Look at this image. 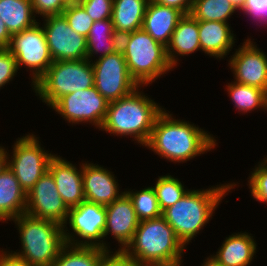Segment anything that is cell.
I'll return each mask as SVG.
<instances>
[{
    "mask_svg": "<svg viewBox=\"0 0 267 266\" xmlns=\"http://www.w3.org/2000/svg\"><path fill=\"white\" fill-rule=\"evenodd\" d=\"M94 86L92 62L83 60L53 61L33 85L42 102L52 107L61 97Z\"/></svg>",
    "mask_w": 267,
    "mask_h": 266,
    "instance_id": "obj_7",
    "label": "cell"
},
{
    "mask_svg": "<svg viewBox=\"0 0 267 266\" xmlns=\"http://www.w3.org/2000/svg\"><path fill=\"white\" fill-rule=\"evenodd\" d=\"M119 37L113 29L112 19L94 21L86 38Z\"/></svg>",
    "mask_w": 267,
    "mask_h": 266,
    "instance_id": "obj_39",
    "label": "cell"
},
{
    "mask_svg": "<svg viewBox=\"0 0 267 266\" xmlns=\"http://www.w3.org/2000/svg\"><path fill=\"white\" fill-rule=\"evenodd\" d=\"M27 194L8 168L0 173V221H9L26 212Z\"/></svg>",
    "mask_w": 267,
    "mask_h": 266,
    "instance_id": "obj_23",
    "label": "cell"
},
{
    "mask_svg": "<svg viewBox=\"0 0 267 266\" xmlns=\"http://www.w3.org/2000/svg\"><path fill=\"white\" fill-rule=\"evenodd\" d=\"M67 5L72 4V0H63Z\"/></svg>",
    "mask_w": 267,
    "mask_h": 266,
    "instance_id": "obj_46",
    "label": "cell"
},
{
    "mask_svg": "<svg viewBox=\"0 0 267 266\" xmlns=\"http://www.w3.org/2000/svg\"><path fill=\"white\" fill-rule=\"evenodd\" d=\"M201 266H222L219 264L214 257L211 255V257H207L204 261V263Z\"/></svg>",
    "mask_w": 267,
    "mask_h": 266,
    "instance_id": "obj_44",
    "label": "cell"
},
{
    "mask_svg": "<svg viewBox=\"0 0 267 266\" xmlns=\"http://www.w3.org/2000/svg\"><path fill=\"white\" fill-rule=\"evenodd\" d=\"M130 198L139 221L150 220L162 216L154 187L140 191H124Z\"/></svg>",
    "mask_w": 267,
    "mask_h": 266,
    "instance_id": "obj_29",
    "label": "cell"
},
{
    "mask_svg": "<svg viewBox=\"0 0 267 266\" xmlns=\"http://www.w3.org/2000/svg\"><path fill=\"white\" fill-rule=\"evenodd\" d=\"M82 178L84 198L87 201L106 207L124 193L119 192L114 174L98 164L82 163Z\"/></svg>",
    "mask_w": 267,
    "mask_h": 266,
    "instance_id": "obj_17",
    "label": "cell"
},
{
    "mask_svg": "<svg viewBox=\"0 0 267 266\" xmlns=\"http://www.w3.org/2000/svg\"><path fill=\"white\" fill-rule=\"evenodd\" d=\"M80 0H72V4H78Z\"/></svg>",
    "mask_w": 267,
    "mask_h": 266,
    "instance_id": "obj_47",
    "label": "cell"
},
{
    "mask_svg": "<svg viewBox=\"0 0 267 266\" xmlns=\"http://www.w3.org/2000/svg\"><path fill=\"white\" fill-rule=\"evenodd\" d=\"M255 42L246 39L229 59L228 65L234 74L235 82L257 87L267 92V55Z\"/></svg>",
    "mask_w": 267,
    "mask_h": 266,
    "instance_id": "obj_15",
    "label": "cell"
},
{
    "mask_svg": "<svg viewBox=\"0 0 267 266\" xmlns=\"http://www.w3.org/2000/svg\"><path fill=\"white\" fill-rule=\"evenodd\" d=\"M68 223L72 229L71 233L67 230L66 225ZM65 224L63 226V233L66 244L74 246H95L106 250L110 248L106 244V241L105 243L103 241L106 227L105 206L84 200L81 204L69 208L68 218ZM75 238H78V240Z\"/></svg>",
    "mask_w": 267,
    "mask_h": 266,
    "instance_id": "obj_8",
    "label": "cell"
},
{
    "mask_svg": "<svg viewBox=\"0 0 267 266\" xmlns=\"http://www.w3.org/2000/svg\"><path fill=\"white\" fill-rule=\"evenodd\" d=\"M154 2L180 10L184 15L189 14L194 0H153Z\"/></svg>",
    "mask_w": 267,
    "mask_h": 266,
    "instance_id": "obj_41",
    "label": "cell"
},
{
    "mask_svg": "<svg viewBox=\"0 0 267 266\" xmlns=\"http://www.w3.org/2000/svg\"><path fill=\"white\" fill-rule=\"evenodd\" d=\"M184 14L175 8L150 0L144 15L142 28L157 42L167 47L171 35Z\"/></svg>",
    "mask_w": 267,
    "mask_h": 266,
    "instance_id": "obj_19",
    "label": "cell"
},
{
    "mask_svg": "<svg viewBox=\"0 0 267 266\" xmlns=\"http://www.w3.org/2000/svg\"><path fill=\"white\" fill-rule=\"evenodd\" d=\"M120 49L131 77L139 86L152 84L173 69L167 59L166 47L143 28L121 36Z\"/></svg>",
    "mask_w": 267,
    "mask_h": 266,
    "instance_id": "obj_6",
    "label": "cell"
},
{
    "mask_svg": "<svg viewBox=\"0 0 267 266\" xmlns=\"http://www.w3.org/2000/svg\"><path fill=\"white\" fill-rule=\"evenodd\" d=\"M198 28L201 51L220 60L229 54L236 40L229 23L198 21Z\"/></svg>",
    "mask_w": 267,
    "mask_h": 266,
    "instance_id": "obj_21",
    "label": "cell"
},
{
    "mask_svg": "<svg viewBox=\"0 0 267 266\" xmlns=\"http://www.w3.org/2000/svg\"><path fill=\"white\" fill-rule=\"evenodd\" d=\"M201 50L199 40L198 20L190 14H185L178 22L166 47L167 59L174 68L177 57L192 54Z\"/></svg>",
    "mask_w": 267,
    "mask_h": 266,
    "instance_id": "obj_20",
    "label": "cell"
},
{
    "mask_svg": "<svg viewBox=\"0 0 267 266\" xmlns=\"http://www.w3.org/2000/svg\"><path fill=\"white\" fill-rule=\"evenodd\" d=\"M12 220L19 230L22 246L21 251L13 254L32 266H50L66 244L63 226L26 213Z\"/></svg>",
    "mask_w": 267,
    "mask_h": 266,
    "instance_id": "obj_5",
    "label": "cell"
},
{
    "mask_svg": "<svg viewBox=\"0 0 267 266\" xmlns=\"http://www.w3.org/2000/svg\"><path fill=\"white\" fill-rule=\"evenodd\" d=\"M137 87L133 92L108 104L102 131L116 136H130L145 146L157 116L164 110Z\"/></svg>",
    "mask_w": 267,
    "mask_h": 266,
    "instance_id": "obj_3",
    "label": "cell"
},
{
    "mask_svg": "<svg viewBox=\"0 0 267 266\" xmlns=\"http://www.w3.org/2000/svg\"><path fill=\"white\" fill-rule=\"evenodd\" d=\"M240 11L259 23H267V0H245Z\"/></svg>",
    "mask_w": 267,
    "mask_h": 266,
    "instance_id": "obj_38",
    "label": "cell"
},
{
    "mask_svg": "<svg viewBox=\"0 0 267 266\" xmlns=\"http://www.w3.org/2000/svg\"><path fill=\"white\" fill-rule=\"evenodd\" d=\"M62 14L74 31L85 37L88 36L94 21L79 3L69 4Z\"/></svg>",
    "mask_w": 267,
    "mask_h": 266,
    "instance_id": "obj_31",
    "label": "cell"
},
{
    "mask_svg": "<svg viewBox=\"0 0 267 266\" xmlns=\"http://www.w3.org/2000/svg\"><path fill=\"white\" fill-rule=\"evenodd\" d=\"M165 109L157 116L145 147L171 162L184 163L216 146L213 135Z\"/></svg>",
    "mask_w": 267,
    "mask_h": 266,
    "instance_id": "obj_1",
    "label": "cell"
},
{
    "mask_svg": "<svg viewBox=\"0 0 267 266\" xmlns=\"http://www.w3.org/2000/svg\"><path fill=\"white\" fill-rule=\"evenodd\" d=\"M33 11L43 18L61 15L68 6L63 0H31Z\"/></svg>",
    "mask_w": 267,
    "mask_h": 266,
    "instance_id": "obj_36",
    "label": "cell"
},
{
    "mask_svg": "<svg viewBox=\"0 0 267 266\" xmlns=\"http://www.w3.org/2000/svg\"><path fill=\"white\" fill-rule=\"evenodd\" d=\"M226 89L239 112L247 113L258 108L267 110V92L265 90L234 81L229 83Z\"/></svg>",
    "mask_w": 267,
    "mask_h": 266,
    "instance_id": "obj_26",
    "label": "cell"
},
{
    "mask_svg": "<svg viewBox=\"0 0 267 266\" xmlns=\"http://www.w3.org/2000/svg\"><path fill=\"white\" fill-rule=\"evenodd\" d=\"M234 6H236L239 10L244 4L245 0H229Z\"/></svg>",
    "mask_w": 267,
    "mask_h": 266,
    "instance_id": "obj_45",
    "label": "cell"
},
{
    "mask_svg": "<svg viewBox=\"0 0 267 266\" xmlns=\"http://www.w3.org/2000/svg\"><path fill=\"white\" fill-rule=\"evenodd\" d=\"M119 49L120 37L87 38L86 59L89 61H93L91 58L99 52H102L98 57L101 58L109 54H113Z\"/></svg>",
    "mask_w": 267,
    "mask_h": 266,
    "instance_id": "obj_33",
    "label": "cell"
},
{
    "mask_svg": "<svg viewBox=\"0 0 267 266\" xmlns=\"http://www.w3.org/2000/svg\"><path fill=\"white\" fill-rule=\"evenodd\" d=\"M108 104L95 86H92L61 97L51 108L69 123L89 122L101 130Z\"/></svg>",
    "mask_w": 267,
    "mask_h": 266,
    "instance_id": "obj_12",
    "label": "cell"
},
{
    "mask_svg": "<svg viewBox=\"0 0 267 266\" xmlns=\"http://www.w3.org/2000/svg\"><path fill=\"white\" fill-rule=\"evenodd\" d=\"M34 134L18 138L13 144L12 157H7V166L26 192L48 171L50 160L55 156L44 150Z\"/></svg>",
    "mask_w": 267,
    "mask_h": 266,
    "instance_id": "obj_9",
    "label": "cell"
},
{
    "mask_svg": "<svg viewBox=\"0 0 267 266\" xmlns=\"http://www.w3.org/2000/svg\"><path fill=\"white\" fill-rule=\"evenodd\" d=\"M43 24L53 61L86 59L87 38L74 31L63 14L45 17Z\"/></svg>",
    "mask_w": 267,
    "mask_h": 266,
    "instance_id": "obj_13",
    "label": "cell"
},
{
    "mask_svg": "<svg viewBox=\"0 0 267 266\" xmlns=\"http://www.w3.org/2000/svg\"><path fill=\"white\" fill-rule=\"evenodd\" d=\"M12 35L9 33L6 24L0 18V48H7L10 45Z\"/></svg>",
    "mask_w": 267,
    "mask_h": 266,
    "instance_id": "obj_42",
    "label": "cell"
},
{
    "mask_svg": "<svg viewBox=\"0 0 267 266\" xmlns=\"http://www.w3.org/2000/svg\"><path fill=\"white\" fill-rule=\"evenodd\" d=\"M114 0H80L79 4L93 21L112 18Z\"/></svg>",
    "mask_w": 267,
    "mask_h": 266,
    "instance_id": "obj_34",
    "label": "cell"
},
{
    "mask_svg": "<svg viewBox=\"0 0 267 266\" xmlns=\"http://www.w3.org/2000/svg\"><path fill=\"white\" fill-rule=\"evenodd\" d=\"M10 252L3 249L0 251V266H32L24 259L13 254L12 251Z\"/></svg>",
    "mask_w": 267,
    "mask_h": 266,
    "instance_id": "obj_40",
    "label": "cell"
},
{
    "mask_svg": "<svg viewBox=\"0 0 267 266\" xmlns=\"http://www.w3.org/2000/svg\"><path fill=\"white\" fill-rule=\"evenodd\" d=\"M234 186L236 183L212 186L205 190H188L173 206L165 209L162 216L182 243L187 245L212 219L213 212Z\"/></svg>",
    "mask_w": 267,
    "mask_h": 266,
    "instance_id": "obj_4",
    "label": "cell"
},
{
    "mask_svg": "<svg viewBox=\"0 0 267 266\" xmlns=\"http://www.w3.org/2000/svg\"><path fill=\"white\" fill-rule=\"evenodd\" d=\"M185 245L163 216L140 221L124 251L138 266H181Z\"/></svg>",
    "mask_w": 267,
    "mask_h": 266,
    "instance_id": "obj_2",
    "label": "cell"
},
{
    "mask_svg": "<svg viewBox=\"0 0 267 266\" xmlns=\"http://www.w3.org/2000/svg\"><path fill=\"white\" fill-rule=\"evenodd\" d=\"M248 179L252 197L256 201L267 203V157L259 162Z\"/></svg>",
    "mask_w": 267,
    "mask_h": 266,
    "instance_id": "obj_32",
    "label": "cell"
},
{
    "mask_svg": "<svg viewBox=\"0 0 267 266\" xmlns=\"http://www.w3.org/2000/svg\"><path fill=\"white\" fill-rule=\"evenodd\" d=\"M251 235L238 232L226 237L214 259L222 266H249L257 250Z\"/></svg>",
    "mask_w": 267,
    "mask_h": 266,
    "instance_id": "obj_22",
    "label": "cell"
},
{
    "mask_svg": "<svg viewBox=\"0 0 267 266\" xmlns=\"http://www.w3.org/2000/svg\"><path fill=\"white\" fill-rule=\"evenodd\" d=\"M109 249L100 257L97 266H138L124 250H116L113 254Z\"/></svg>",
    "mask_w": 267,
    "mask_h": 266,
    "instance_id": "obj_37",
    "label": "cell"
},
{
    "mask_svg": "<svg viewBox=\"0 0 267 266\" xmlns=\"http://www.w3.org/2000/svg\"><path fill=\"white\" fill-rule=\"evenodd\" d=\"M239 10L229 0H194L190 15L198 21H219L228 19Z\"/></svg>",
    "mask_w": 267,
    "mask_h": 266,
    "instance_id": "obj_28",
    "label": "cell"
},
{
    "mask_svg": "<svg viewBox=\"0 0 267 266\" xmlns=\"http://www.w3.org/2000/svg\"><path fill=\"white\" fill-rule=\"evenodd\" d=\"M18 70L16 59L9 48H0V88L13 80Z\"/></svg>",
    "mask_w": 267,
    "mask_h": 266,
    "instance_id": "obj_35",
    "label": "cell"
},
{
    "mask_svg": "<svg viewBox=\"0 0 267 266\" xmlns=\"http://www.w3.org/2000/svg\"><path fill=\"white\" fill-rule=\"evenodd\" d=\"M94 86L110 103L133 92L139 85L131 77L121 49L92 61Z\"/></svg>",
    "mask_w": 267,
    "mask_h": 266,
    "instance_id": "obj_11",
    "label": "cell"
},
{
    "mask_svg": "<svg viewBox=\"0 0 267 266\" xmlns=\"http://www.w3.org/2000/svg\"><path fill=\"white\" fill-rule=\"evenodd\" d=\"M10 157V154L6 149L0 146V173L7 167V157Z\"/></svg>",
    "mask_w": 267,
    "mask_h": 266,
    "instance_id": "obj_43",
    "label": "cell"
},
{
    "mask_svg": "<svg viewBox=\"0 0 267 266\" xmlns=\"http://www.w3.org/2000/svg\"><path fill=\"white\" fill-rule=\"evenodd\" d=\"M106 249L65 244L50 266H97Z\"/></svg>",
    "mask_w": 267,
    "mask_h": 266,
    "instance_id": "obj_27",
    "label": "cell"
},
{
    "mask_svg": "<svg viewBox=\"0 0 267 266\" xmlns=\"http://www.w3.org/2000/svg\"><path fill=\"white\" fill-rule=\"evenodd\" d=\"M0 18L11 35L37 23L31 0H0Z\"/></svg>",
    "mask_w": 267,
    "mask_h": 266,
    "instance_id": "obj_25",
    "label": "cell"
},
{
    "mask_svg": "<svg viewBox=\"0 0 267 266\" xmlns=\"http://www.w3.org/2000/svg\"><path fill=\"white\" fill-rule=\"evenodd\" d=\"M150 0H114L112 11L113 29L121 37L143 26L144 15Z\"/></svg>",
    "mask_w": 267,
    "mask_h": 266,
    "instance_id": "obj_24",
    "label": "cell"
},
{
    "mask_svg": "<svg viewBox=\"0 0 267 266\" xmlns=\"http://www.w3.org/2000/svg\"><path fill=\"white\" fill-rule=\"evenodd\" d=\"M48 171L53 176L57 190L68 208L81 204L84 198L82 166L80 170L72 163L55 154Z\"/></svg>",
    "mask_w": 267,
    "mask_h": 266,
    "instance_id": "obj_18",
    "label": "cell"
},
{
    "mask_svg": "<svg viewBox=\"0 0 267 266\" xmlns=\"http://www.w3.org/2000/svg\"><path fill=\"white\" fill-rule=\"evenodd\" d=\"M153 187L162 212L173 206L189 190L184 189L181 181L171 175L160 176Z\"/></svg>",
    "mask_w": 267,
    "mask_h": 266,
    "instance_id": "obj_30",
    "label": "cell"
},
{
    "mask_svg": "<svg viewBox=\"0 0 267 266\" xmlns=\"http://www.w3.org/2000/svg\"><path fill=\"white\" fill-rule=\"evenodd\" d=\"M139 222L132 202L124 192L117 200L106 206L104 238L110 233L120 243L119 250H124L132 241Z\"/></svg>",
    "mask_w": 267,
    "mask_h": 266,
    "instance_id": "obj_16",
    "label": "cell"
},
{
    "mask_svg": "<svg viewBox=\"0 0 267 266\" xmlns=\"http://www.w3.org/2000/svg\"><path fill=\"white\" fill-rule=\"evenodd\" d=\"M69 208L59 195L55 180L47 171L27 194L26 214L64 226Z\"/></svg>",
    "mask_w": 267,
    "mask_h": 266,
    "instance_id": "obj_14",
    "label": "cell"
},
{
    "mask_svg": "<svg viewBox=\"0 0 267 266\" xmlns=\"http://www.w3.org/2000/svg\"><path fill=\"white\" fill-rule=\"evenodd\" d=\"M8 48L16 59L18 69L23 65L32 72V85L53 63L44 30L39 22L20 33L13 34Z\"/></svg>",
    "mask_w": 267,
    "mask_h": 266,
    "instance_id": "obj_10",
    "label": "cell"
}]
</instances>
